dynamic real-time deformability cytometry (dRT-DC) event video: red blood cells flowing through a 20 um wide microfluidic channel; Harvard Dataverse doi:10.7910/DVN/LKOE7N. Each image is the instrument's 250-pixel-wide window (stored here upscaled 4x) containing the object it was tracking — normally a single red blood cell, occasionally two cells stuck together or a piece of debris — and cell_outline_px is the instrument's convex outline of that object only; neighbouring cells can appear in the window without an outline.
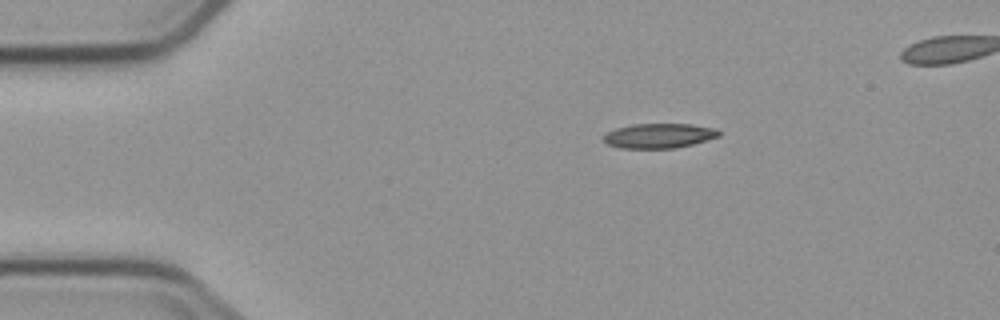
{"species": "common noctule bat (a hibernating species)", "species_latin": "Nyctalus noctula", "temperature_condition": "cold", "stored_images_in_passage": 4, "camera_frame_rate_fps": 3000, "um_per_image_px": 0.085, "animal": {"sex": "male", "body_mass_g": 23.1, "forearm_length_mm": 52.7}, "frame": {"image": 1, "passage_image": 1, "time_ms": 0.0, "image_size_px": [1000, 320], "cell_outline_px": [[720, 136], [692, 144], [676, 148], [620, 148], [608, 144], [604, 140], [604, 136], [608, 132], [616, 128], [632, 124], [692, 124], [716, 128], [720, 132]], "centroid_in_image_um": [56.04, 11.53], "position_along_channel_um": 29.0, "area_um2": 16.53}}
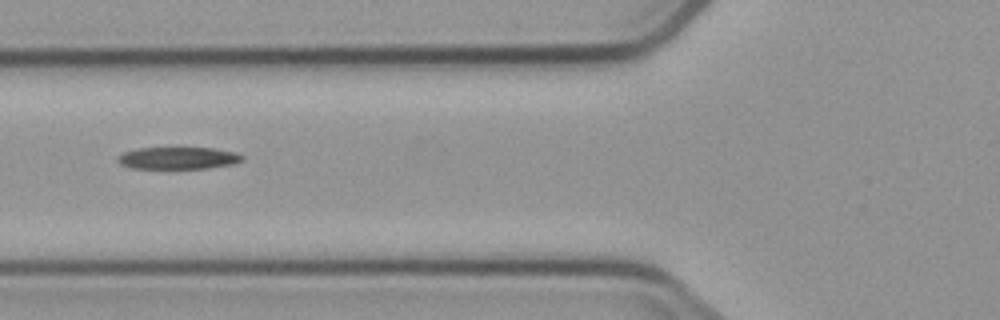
{"frame": {"image": 2, "passage_image": 4, "time_ms": 3.667, "image_size_px": [1000, 320], "cell_outline_px": [[244, 160], [236, 164], [208, 168], [132, 168], [120, 164], [116, 160], [116, 156], [124, 152], [140, 148], [212, 148], [236, 152], [244, 156]], "centroid_in_image_um": [15.17, 13.44], "position_along_channel_um": 110.6, "area_um2": 16.13}}